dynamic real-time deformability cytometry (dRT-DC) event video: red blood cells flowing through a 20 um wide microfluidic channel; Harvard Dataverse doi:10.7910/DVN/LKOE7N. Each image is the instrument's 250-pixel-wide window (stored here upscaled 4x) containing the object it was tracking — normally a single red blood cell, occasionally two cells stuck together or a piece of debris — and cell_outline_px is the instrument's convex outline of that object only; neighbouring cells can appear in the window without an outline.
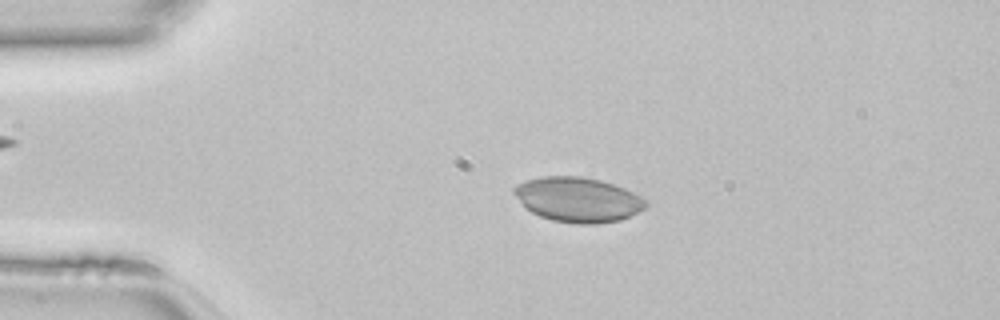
{"species": "common noctule bat (a hibernating species)", "species_latin": "Nyctalus noctula", "temperature_condition": "room temperature", "stored_images_in_passage": 45, "camera_frame_rate_fps": 3000, "um_per_image_px": 0.085, "animal": {"sex": "female", "body_mass_g": 22.7, "forearm_length_mm": 54.2}, "frame": {"image": 1, "passage_image": 9, "time_ms": 2.667, "image_size_px": [1000, 320], "cell_outline_px": [[648, 204], [644, 208], [620, 220], [596, 224], [576, 224], [552, 220], [540, 216], [524, 208], [512, 192], [512, 188], [516, 184], [540, 176], [584, 176], [600, 180], [624, 188], [640, 196]], "centroid_in_image_um": [49.06, 16.96], "position_along_channel_um": 35.9, "area_um2": 34.39}}
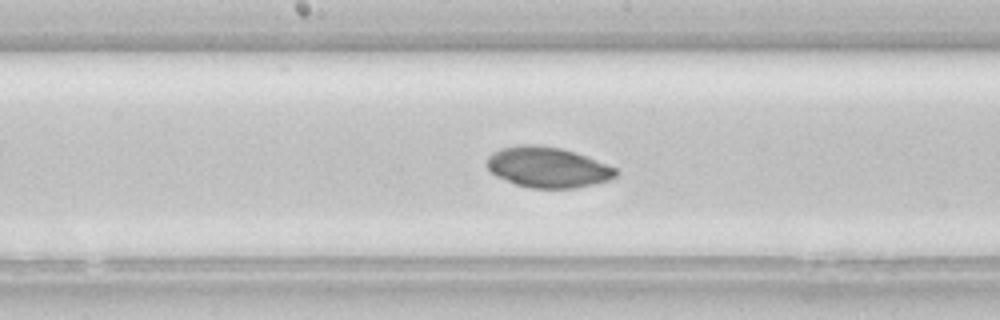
{"frame": {"image": 2, "passage_image": 23, "time_ms": 7.333, "image_size_px": [1000, 320], "cell_outline_px": [[616, 176], [608, 180], [576, 188], [532, 188], [516, 184], [496, 176], [488, 168], [488, 156], [492, 152], [500, 148], [520, 144], [536, 144], [560, 148], [588, 156], [616, 168]], "centroid_in_image_um": [46.54, 14.2], "position_along_channel_um": 201.7, "area_um2": 30.35}}
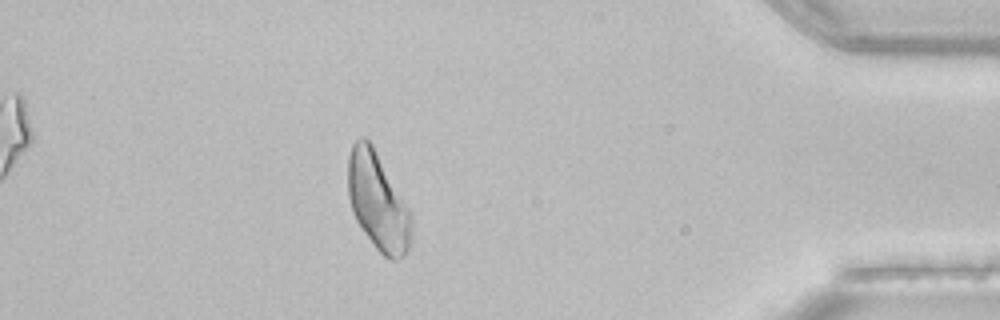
{"frame": {"image": 3, "passage_image": 40, "time_ms": 13.0, "image_size_px": [1000, 320], "cell_outline_px": [[412, 240], [404, 256], [396, 260], [388, 260], [376, 248], [356, 220], [352, 212], [348, 196], [348, 156], [352, 144], [360, 136], [364, 136], [372, 144], [412, 212]], "centroid_in_image_um": [32.13, 17.14], "position_along_channel_um": 403.1, "area_um2": 36.36}}